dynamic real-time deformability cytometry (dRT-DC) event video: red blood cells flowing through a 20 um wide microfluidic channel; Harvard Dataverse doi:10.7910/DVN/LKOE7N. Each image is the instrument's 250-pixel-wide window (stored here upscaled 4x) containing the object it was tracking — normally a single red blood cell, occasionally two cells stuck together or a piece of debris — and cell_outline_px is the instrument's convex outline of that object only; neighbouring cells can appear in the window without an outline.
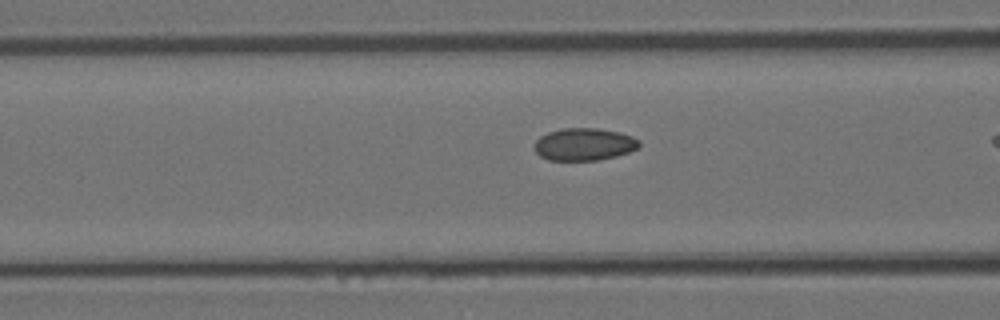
{"species": "Egyptian fruit bat (a non-hibernating species)", "species_latin": "Rousettus aegyptiacus", "temperature_condition": "room temperature", "stored_images_in_passage": 27, "camera_frame_rate_fps": 3000, "um_per_image_px": 0.085, "animal": {"sex": "female"}, "frame": {"image": 1, "passage_image": 8, "time_ms": 2.333, "image_size_px": [1000, 320], "cell_outline_px": [[640, 144], [636, 148], [628, 152], [616, 156], [596, 160], [548, 160], [540, 156], [536, 152], [532, 144], [540, 136], [548, 132], [564, 128], [596, 128], [620, 132], [632, 136], [640, 140]], "centroid_in_image_um": [49.62, 12.26], "position_along_channel_um": 117.0, "area_um2": 19.83}}
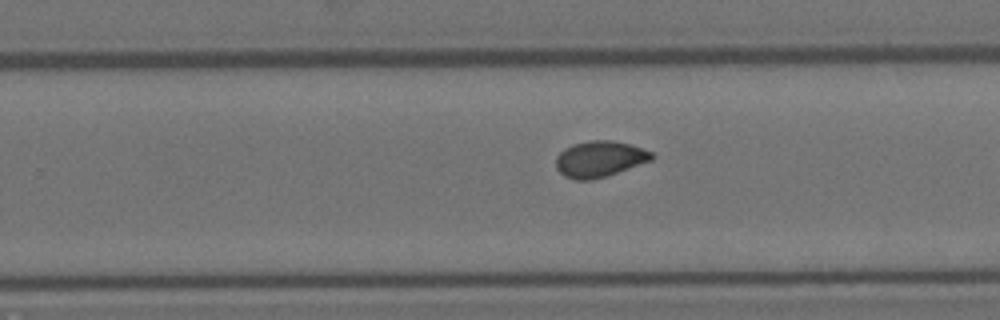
{"frame": {"image": 2, "passage_image": 20, "time_ms": 6.333, "image_size_px": [1000, 320], "cell_outline_px": [[652, 160], [592, 180], [576, 180], [564, 176], [556, 168], [556, 156], [564, 148], [572, 144], [588, 140], [612, 140], [628, 144], [652, 152]], "centroid_in_image_um": [50.9, 13.5], "position_along_channel_um": 278.9, "area_um2": 19.88}}
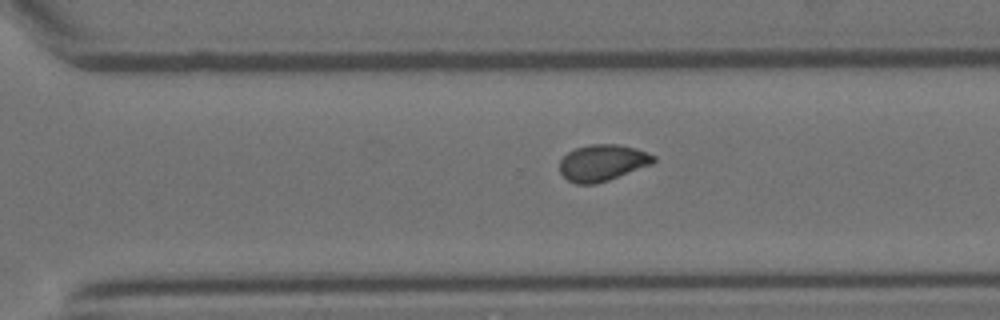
{"frame": {"image": 3, "passage_image": 23, "time_ms": 7.333, "image_size_px": [1000, 320], "cell_outline_px": [[656, 160], [652, 164], [608, 180], [596, 184], [576, 184], [568, 180], [560, 172], [560, 160], [568, 152], [576, 148], [588, 144], [616, 144], [636, 148], [656, 156]], "centroid_in_image_um": [51.21, 13.83], "position_along_channel_um": 319.4, "area_um2": 19.88}}